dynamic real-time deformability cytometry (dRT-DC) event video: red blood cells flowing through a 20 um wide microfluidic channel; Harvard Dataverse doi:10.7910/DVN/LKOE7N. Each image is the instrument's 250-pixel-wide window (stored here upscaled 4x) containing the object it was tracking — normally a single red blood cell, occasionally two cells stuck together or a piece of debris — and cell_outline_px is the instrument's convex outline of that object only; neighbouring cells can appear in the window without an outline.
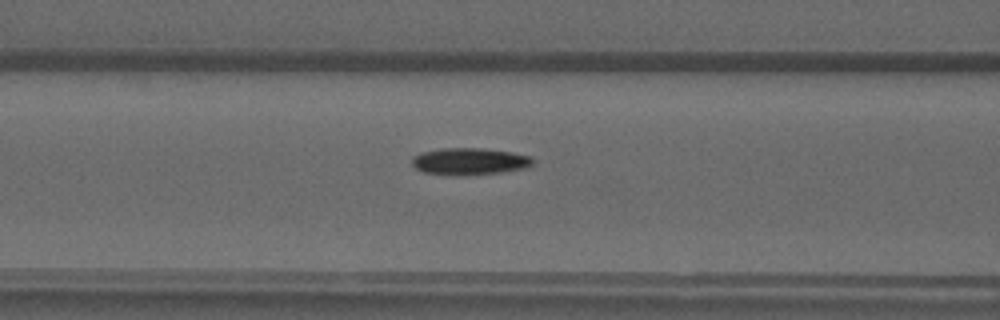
{"species": "common noctule bat (a hibernating species)", "species_latin": "Nyctalus noctula", "temperature_condition": "warm", "stored_images_in_passage": 50, "camera_frame_rate_fps": 3000, "um_per_image_px": 0.085, "animal": {"sex": "male", "forearm_length_mm": 52.5}, "frame": {"image": 1, "passage_image": 21, "time_ms": 6.667, "image_size_px": [1000, 320], "cell_outline_px": [[536, 160], [532, 164], [524, 168], [500, 172], [424, 172], [416, 168], [412, 164], [412, 156], [424, 152], [440, 148], [480, 148], [512, 152], [532, 156]], "centroid_in_image_um": [39.97, 13.65], "position_along_channel_um": 126.6, "area_um2": 17.86}}
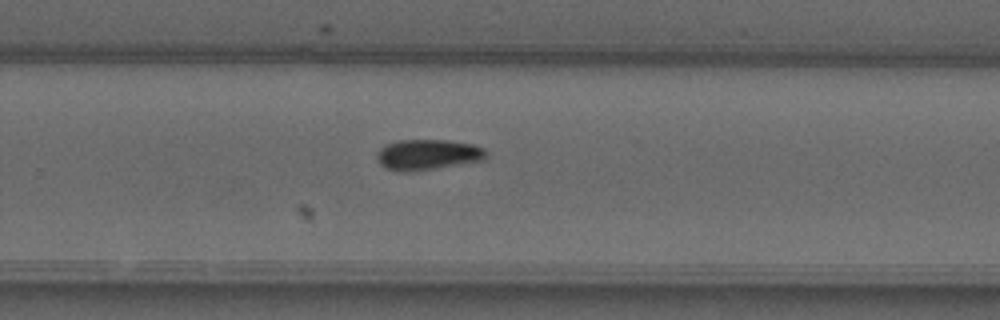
{"frame": {"image": 2, "passage_image": 33, "time_ms": 10.667, "image_size_px": [1000, 320], "cell_outline_px": [[484, 160], [408, 172], [400, 172], [384, 168], [380, 164], [376, 156], [376, 152], [380, 148], [388, 144], [400, 140], [448, 140], [472, 144], [484, 148]], "centroid_in_image_um": [36.29, 13.14], "position_along_channel_um": 293.5, "area_um2": 19.25}}
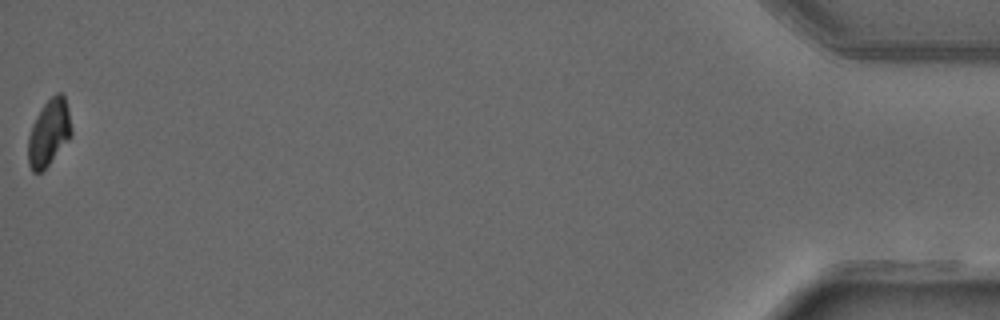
{"frame": {"image": 3, "passage_image": 50, "time_ms": 16.333, "image_size_px": [1000, 320], "cell_outline_px": [[72, 132], [68, 140], [48, 164], [40, 172], [32, 172], [28, 164], [28, 136], [32, 124], [36, 116], [44, 104], [56, 92], [60, 92], [64, 96], [68, 108], [72, 128]], "centroid_in_image_um": [4.15, 11.26], "position_along_channel_um": 431.1, "area_um2": 16.59}}